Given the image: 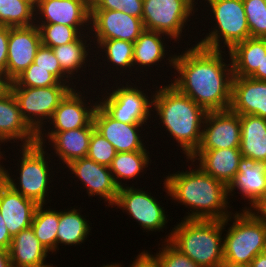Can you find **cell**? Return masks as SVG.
Segmentation results:
<instances>
[{
    "label": "cell",
    "instance_id": "obj_1",
    "mask_svg": "<svg viewBox=\"0 0 266 267\" xmlns=\"http://www.w3.org/2000/svg\"><path fill=\"white\" fill-rule=\"evenodd\" d=\"M191 46L184 48L181 54L176 53L175 77L168 83L206 112L230 109L234 75L229 51L211 50L197 44ZM223 54L228 55L227 58Z\"/></svg>",
    "mask_w": 266,
    "mask_h": 267
},
{
    "label": "cell",
    "instance_id": "obj_2",
    "mask_svg": "<svg viewBox=\"0 0 266 267\" xmlns=\"http://www.w3.org/2000/svg\"><path fill=\"white\" fill-rule=\"evenodd\" d=\"M186 160L187 163L191 162L188 170L169 173L166 177L164 175L162 181L163 191L169 199L188 208V215L183 219L224 220L229 217L233 212L230 209L228 187L205 173L189 158Z\"/></svg>",
    "mask_w": 266,
    "mask_h": 267
},
{
    "label": "cell",
    "instance_id": "obj_3",
    "mask_svg": "<svg viewBox=\"0 0 266 267\" xmlns=\"http://www.w3.org/2000/svg\"><path fill=\"white\" fill-rule=\"evenodd\" d=\"M152 109L159 119L155 116L154 118L160 120L159 126L163 124V131H167V136L170 134L177 142L184 158H190L200 146L207 112L171 83L156 86L153 91Z\"/></svg>",
    "mask_w": 266,
    "mask_h": 267
},
{
    "label": "cell",
    "instance_id": "obj_4",
    "mask_svg": "<svg viewBox=\"0 0 266 267\" xmlns=\"http://www.w3.org/2000/svg\"><path fill=\"white\" fill-rule=\"evenodd\" d=\"M164 241L201 267H223L224 220L182 219Z\"/></svg>",
    "mask_w": 266,
    "mask_h": 267
},
{
    "label": "cell",
    "instance_id": "obj_5",
    "mask_svg": "<svg viewBox=\"0 0 266 267\" xmlns=\"http://www.w3.org/2000/svg\"><path fill=\"white\" fill-rule=\"evenodd\" d=\"M46 147V145L36 143L30 146H21V148L18 149V155L20 153L22 156L19 155V160L17 159L18 162L16 163L18 164L16 165L18 166L16 175L18 173L19 177L18 175L17 178L14 177L16 175L11 173L13 171H10V168L6 169V183L27 199L34 201L37 205H47L48 202L50 203L52 201V199L49 201L48 198L50 195L49 193L52 191L48 190L50 187L53 188L50 184L53 182L52 180L54 178L52 177L55 173L52 171L54 167L52 166L53 164H51V166L48 164L52 163L50 159L53 156L46 151Z\"/></svg>",
    "mask_w": 266,
    "mask_h": 267
},
{
    "label": "cell",
    "instance_id": "obj_6",
    "mask_svg": "<svg viewBox=\"0 0 266 267\" xmlns=\"http://www.w3.org/2000/svg\"><path fill=\"white\" fill-rule=\"evenodd\" d=\"M224 231V265L249 266L258 254L266 251V226L248 210L234 211L224 219Z\"/></svg>",
    "mask_w": 266,
    "mask_h": 267
},
{
    "label": "cell",
    "instance_id": "obj_7",
    "mask_svg": "<svg viewBox=\"0 0 266 267\" xmlns=\"http://www.w3.org/2000/svg\"><path fill=\"white\" fill-rule=\"evenodd\" d=\"M204 3V10L207 7L210 17L213 15L210 19L215 21V27L211 26L212 30L209 29V33L195 44L211 50L227 48L230 51L236 44L250 38L243 0H206Z\"/></svg>",
    "mask_w": 266,
    "mask_h": 267
},
{
    "label": "cell",
    "instance_id": "obj_8",
    "mask_svg": "<svg viewBox=\"0 0 266 267\" xmlns=\"http://www.w3.org/2000/svg\"><path fill=\"white\" fill-rule=\"evenodd\" d=\"M114 77L116 82L113 84V86H111V89L109 88V86L105 87V89L102 88L101 97H99L100 95H97V97L95 98L96 100L98 99V105L111 118L123 123L147 124L148 122H150L148 120L153 116V114H151L153 113L151 108L153 102V93L151 91L152 89H147V87L144 90V86L142 91L141 87L143 84H140L141 75L139 79L136 76H132V79L122 78V84H120L121 81H118L119 83L117 82V76ZM135 77L137 79L136 82L135 79L133 80V78ZM130 79L134 81L135 84H133ZM137 82H139L138 85H141L140 87L137 85ZM146 90L151 91L150 97L148 96V92Z\"/></svg>",
    "mask_w": 266,
    "mask_h": 267
},
{
    "label": "cell",
    "instance_id": "obj_9",
    "mask_svg": "<svg viewBox=\"0 0 266 267\" xmlns=\"http://www.w3.org/2000/svg\"><path fill=\"white\" fill-rule=\"evenodd\" d=\"M196 11L187 0H143L142 21L146 30L165 34L170 37L168 42L179 43Z\"/></svg>",
    "mask_w": 266,
    "mask_h": 267
},
{
    "label": "cell",
    "instance_id": "obj_10",
    "mask_svg": "<svg viewBox=\"0 0 266 267\" xmlns=\"http://www.w3.org/2000/svg\"><path fill=\"white\" fill-rule=\"evenodd\" d=\"M9 88L23 119L37 134L47 126L60 101L72 89L70 86L17 87L13 82L9 83Z\"/></svg>",
    "mask_w": 266,
    "mask_h": 267
},
{
    "label": "cell",
    "instance_id": "obj_11",
    "mask_svg": "<svg viewBox=\"0 0 266 267\" xmlns=\"http://www.w3.org/2000/svg\"><path fill=\"white\" fill-rule=\"evenodd\" d=\"M129 184L119 188L117 199L113 208L122 209V211L134 219L142 230L148 232H160L166 229L168 216L164 206L160 205L156 197H153L143 188H136Z\"/></svg>",
    "mask_w": 266,
    "mask_h": 267
},
{
    "label": "cell",
    "instance_id": "obj_12",
    "mask_svg": "<svg viewBox=\"0 0 266 267\" xmlns=\"http://www.w3.org/2000/svg\"><path fill=\"white\" fill-rule=\"evenodd\" d=\"M68 174L74 178L79 179L80 184L83 185L86 194L89 197L98 196L100 200H104L105 207H113L117 199L119 187L116 185L110 168L108 166L98 164L88 157L78 158L71 161L64 168Z\"/></svg>",
    "mask_w": 266,
    "mask_h": 267
},
{
    "label": "cell",
    "instance_id": "obj_13",
    "mask_svg": "<svg viewBox=\"0 0 266 267\" xmlns=\"http://www.w3.org/2000/svg\"><path fill=\"white\" fill-rule=\"evenodd\" d=\"M35 24H62L89 33L90 0H38Z\"/></svg>",
    "mask_w": 266,
    "mask_h": 267
},
{
    "label": "cell",
    "instance_id": "obj_14",
    "mask_svg": "<svg viewBox=\"0 0 266 267\" xmlns=\"http://www.w3.org/2000/svg\"><path fill=\"white\" fill-rule=\"evenodd\" d=\"M77 88L78 86L71 89L60 101L59 106L48 122V127H44L40 132H63L78 129L87 127L93 121V114L98 105V101H93L86 95L89 93L86 87L85 90L87 92L83 90V87H81L83 92ZM84 93L86 94L84 95ZM51 125L53 126L50 127Z\"/></svg>",
    "mask_w": 266,
    "mask_h": 267
},
{
    "label": "cell",
    "instance_id": "obj_15",
    "mask_svg": "<svg viewBox=\"0 0 266 267\" xmlns=\"http://www.w3.org/2000/svg\"><path fill=\"white\" fill-rule=\"evenodd\" d=\"M145 30L140 18L116 10H90L92 40L118 39L135 42Z\"/></svg>",
    "mask_w": 266,
    "mask_h": 267
},
{
    "label": "cell",
    "instance_id": "obj_16",
    "mask_svg": "<svg viewBox=\"0 0 266 267\" xmlns=\"http://www.w3.org/2000/svg\"><path fill=\"white\" fill-rule=\"evenodd\" d=\"M240 115L231 109L207 112L203 122L202 140L197 150L239 148Z\"/></svg>",
    "mask_w": 266,
    "mask_h": 267
},
{
    "label": "cell",
    "instance_id": "obj_17",
    "mask_svg": "<svg viewBox=\"0 0 266 267\" xmlns=\"http://www.w3.org/2000/svg\"><path fill=\"white\" fill-rule=\"evenodd\" d=\"M39 28L34 24L26 27H9L6 79L13 82L33 62L41 46Z\"/></svg>",
    "mask_w": 266,
    "mask_h": 267
},
{
    "label": "cell",
    "instance_id": "obj_18",
    "mask_svg": "<svg viewBox=\"0 0 266 267\" xmlns=\"http://www.w3.org/2000/svg\"><path fill=\"white\" fill-rule=\"evenodd\" d=\"M93 122L95 130L114 146L117 153L149 151L143 142L146 136H142L144 134L141 133V129L148 124H127L117 121L99 105L95 108Z\"/></svg>",
    "mask_w": 266,
    "mask_h": 267
},
{
    "label": "cell",
    "instance_id": "obj_19",
    "mask_svg": "<svg viewBox=\"0 0 266 267\" xmlns=\"http://www.w3.org/2000/svg\"><path fill=\"white\" fill-rule=\"evenodd\" d=\"M94 130L95 126L92 121L87 127L78 129L63 132H39L37 134V143L50 145L52 147L51 150L53 149L52 151L54 152H51L52 155L58 158L57 161L61 160L57 164L68 165L75 159L87 157L90 138Z\"/></svg>",
    "mask_w": 266,
    "mask_h": 267
},
{
    "label": "cell",
    "instance_id": "obj_20",
    "mask_svg": "<svg viewBox=\"0 0 266 267\" xmlns=\"http://www.w3.org/2000/svg\"><path fill=\"white\" fill-rule=\"evenodd\" d=\"M7 142L19 147L37 143V133L23 119L10 88L0 95V146Z\"/></svg>",
    "mask_w": 266,
    "mask_h": 267
},
{
    "label": "cell",
    "instance_id": "obj_21",
    "mask_svg": "<svg viewBox=\"0 0 266 267\" xmlns=\"http://www.w3.org/2000/svg\"><path fill=\"white\" fill-rule=\"evenodd\" d=\"M246 201L248 205L242 207L247 210L266 192V162L255 161L251 158L242 157L239 162L238 172L234 180L228 186V196L234 197L235 191ZM245 197V198H244Z\"/></svg>",
    "mask_w": 266,
    "mask_h": 267
},
{
    "label": "cell",
    "instance_id": "obj_22",
    "mask_svg": "<svg viewBox=\"0 0 266 267\" xmlns=\"http://www.w3.org/2000/svg\"><path fill=\"white\" fill-rule=\"evenodd\" d=\"M37 206L6 182L0 187V214L12 238L31 226Z\"/></svg>",
    "mask_w": 266,
    "mask_h": 267
},
{
    "label": "cell",
    "instance_id": "obj_23",
    "mask_svg": "<svg viewBox=\"0 0 266 267\" xmlns=\"http://www.w3.org/2000/svg\"><path fill=\"white\" fill-rule=\"evenodd\" d=\"M230 109L238 115H255L266 119V81L233 77Z\"/></svg>",
    "mask_w": 266,
    "mask_h": 267
},
{
    "label": "cell",
    "instance_id": "obj_24",
    "mask_svg": "<svg viewBox=\"0 0 266 267\" xmlns=\"http://www.w3.org/2000/svg\"><path fill=\"white\" fill-rule=\"evenodd\" d=\"M169 38L170 37L165 34L145 29L134 42V51H133L134 72L140 71V73L143 72L141 74H144L145 73L144 70L147 72L149 71V69H152L154 67L153 65L160 66V63H163V60L164 63L169 60L165 64L167 65L170 64L168 66H170V68L171 67L174 68V58L176 54L171 53L168 55L170 50H167L168 49L167 47L169 46H166L167 45L166 42L164 43V41H166V39ZM166 55L168 58H166Z\"/></svg>",
    "mask_w": 266,
    "mask_h": 267
},
{
    "label": "cell",
    "instance_id": "obj_25",
    "mask_svg": "<svg viewBox=\"0 0 266 267\" xmlns=\"http://www.w3.org/2000/svg\"><path fill=\"white\" fill-rule=\"evenodd\" d=\"M239 148L196 150L189 158L207 174L227 187L234 180L242 159ZM197 160V161H196Z\"/></svg>",
    "mask_w": 266,
    "mask_h": 267
},
{
    "label": "cell",
    "instance_id": "obj_26",
    "mask_svg": "<svg viewBox=\"0 0 266 267\" xmlns=\"http://www.w3.org/2000/svg\"><path fill=\"white\" fill-rule=\"evenodd\" d=\"M8 252L12 267H55L46 262L50 252L39 242L31 226L12 238Z\"/></svg>",
    "mask_w": 266,
    "mask_h": 267
},
{
    "label": "cell",
    "instance_id": "obj_27",
    "mask_svg": "<svg viewBox=\"0 0 266 267\" xmlns=\"http://www.w3.org/2000/svg\"><path fill=\"white\" fill-rule=\"evenodd\" d=\"M88 41L90 42L87 43ZM91 42H92V39H91L90 33H82L75 41L52 48L60 64L62 71L71 80L75 79L74 82L76 85L77 84L80 85V83H78L82 77V75L80 74H83V71L85 72L86 70L85 68H87L88 66V69H89L91 65L90 62L92 61L89 58L90 57L89 54L92 55L94 52L93 50L94 47L92 46L93 44ZM77 78H79L77 80L78 82H76Z\"/></svg>",
    "mask_w": 266,
    "mask_h": 267
},
{
    "label": "cell",
    "instance_id": "obj_28",
    "mask_svg": "<svg viewBox=\"0 0 266 267\" xmlns=\"http://www.w3.org/2000/svg\"><path fill=\"white\" fill-rule=\"evenodd\" d=\"M92 42L94 45V49L96 48V50H94V53L95 52L96 53L93 54L94 56L92 55V57H90V58H92V61L94 59H95L94 61H96L97 58L101 59L103 62H98L97 65H100L98 67H101V69L104 67L105 69H103V71L108 70V72H111V68L113 71L117 70L116 73L120 72L119 73L120 75L117 74V76H119V79H118L119 81L121 79L120 76L125 77V75H127L128 77H130V76H132V74H137V73L132 72V71H134L133 70V51H134V43L133 42L118 40V39L92 40ZM97 49H98V51H97ZM100 52H102V53H100ZM96 54L99 56L97 57ZM101 55H102V57L100 58ZM93 57H96V58L93 59ZM104 61H105V63H104ZM106 61H107V63H106ZM102 64H104V66ZM107 65H108V67L106 69ZM111 66H113V67H111ZM109 68H110V70H109ZM126 70L130 74H125V73H127ZM123 73H124V75H123Z\"/></svg>",
    "mask_w": 266,
    "mask_h": 267
},
{
    "label": "cell",
    "instance_id": "obj_29",
    "mask_svg": "<svg viewBox=\"0 0 266 267\" xmlns=\"http://www.w3.org/2000/svg\"><path fill=\"white\" fill-rule=\"evenodd\" d=\"M240 152L243 157L266 162V119L255 115H240Z\"/></svg>",
    "mask_w": 266,
    "mask_h": 267
},
{
    "label": "cell",
    "instance_id": "obj_30",
    "mask_svg": "<svg viewBox=\"0 0 266 267\" xmlns=\"http://www.w3.org/2000/svg\"><path fill=\"white\" fill-rule=\"evenodd\" d=\"M234 77H250L266 56V38H247L229 51Z\"/></svg>",
    "mask_w": 266,
    "mask_h": 267
},
{
    "label": "cell",
    "instance_id": "obj_31",
    "mask_svg": "<svg viewBox=\"0 0 266 267\" xmlns=\"http://www.w3.org/2000/svg\"><path fill=\"white\" fill-rule=\"evenodd\" d=\"M80 209L68 208L59 210V224L56 234V253L59 245L74 246L83 244L89 237L91 231L89 219L81 214ZM62 244V245H61Z\"/></svg>",
    "mask_w": 266,
    "mask_h": 267
},
{
    "label": "cell",
    "instance_id": "obj_32",
    "mask_svg": "<svg viewBox=\"0 0 266 267\" xmlns=\"http://www.w3.org/2000/svg\"><path fill=\"white\" fill-rule=\"evenodd\" d=\"M150 163L152 160L149 151L119 152L113 158L109 168L116 185L121 188L127 186L123 183L125 180L133 181L134 178L139 180L138 177L143 175L141 173H146L145 170L151 165Z\"/></svg>",
    "mask_w": 266,
    "mask_h": 267
},
{
    "label": "cell",
    "instance_id": "obj_33",
    "mask_svg": "<svg viewBox=\"0 0 266 267\" xmlns=\"http://www.w3.org/2000/svg\"><path fill=\"white\" fill-rule=\"evenodd\" d=\"M48 207L45 205H38L36 207L31 227L39 242L50 253L56 254V234L59 224V210H56V208L52 209L50 206Z\"/></svg>",
    "mask_w": 266,
    "mask_h": 267
},
{
    "label": "cell",
    "instance_id": "obj_34",
    "mask_svg": "<svg viewBox=\"0 0 266 267\" xmlns=\"http://www.w3.org/2000/svg\"><path fill=\"white\" fill-rule=\"evenodd\" d=\"M35 24V5L27 0H0V25L26 27Z\"/></svg>",
    "mask_w": 266,
    "mask_h": 267
},
{
    "label": "cell",
    "instance_id": "obj_35",
    "mask_svg": "<svg viewBox=\"0 0 266 267\" xmlns=\"http://www.w3.org/2000/svg\"><path fill=\"white\" fill-rule=\"evenodd\" d=\"M40 31L42 45L57 47L75 41L81 33L75 28L62 24H35Z\"/></svg>",
    "mask_w": 266,
    "mask_h": 267
},
{
    "label": "cell",
    "instance_id": "obj_36",
    "mask_svg": "<svg viewBox=\"0 0 266 267\" xmlns=\"http://www.w3.org/2000/svg\"><path fill=\"white\" fill-rule=\"evenodd\" d=\"M13 83L17 87H49V86H69L67 83H61L53 74L32 63L22 74H20Z\"/></svg>",
    "mask_w": 266,
    "mask_h": 267
},
{
    "label": "cell",
    "instance_id": "obj_37",
    "mask_svg": "<svg viewBox=\"0 0 266 267\" xmlns=\"http://www.w3.org/2000/svg\"><path fill=\"white\" fill-rule=\"evenodd\" d=\"M251 38H266L265 0H243Z\"/></svg>",
    "mask_w": 266,
    "mask_h": 267
},
{
    "label": "cell",
    "instance_id": "obj_38",
    "mask_svg": "<svg viewBox=\"0 0 266 267\" xmlns=\"http://www.w3.org/2000/svg\"><path fill=\"white\" fill-rule=\"evenodd\" d=\"M33 63L40 68L46 69V71L53 74L61 83H67L72 89L76 88L74 82L62 71L51 47L41 44Z\"/></svg>",
    "mask_w": 266,
    "mask_h": 267
},
{
    "label": "cell",
    "instance_id": "obj_39",
    "mask_svg": "<svg viewBox=\"0 0 266 267\" xmlns=\"http://www.w3.org/2000/svg\"><path fill=\"white\" fill-rule=\"evenodd\" d=\"M116 154L114 146L94 130L90 138L87 157L98 164L109 167Z\"/></svg>",
    "mask_w": 266,
    "mask_h": 267
},
{
    "label": "cell",
    "instance_id": "obj_40",
    "mask_svg": "<svg viewBox=\"0 0 266 267\" xmlns=\"http://www.w3.org/2000/svg\"><path fill=\"white\" fill-rule=\"evenodd\" d=\"M158 249L160 250L152 255L158 260L161 267H201L181 253L169 241H162L161 247Z\"/></svg>",
    "mask_w": 266,
    "mask_h": 267
},
{
    "label": "cell",
    "instance_id": "obj_41",
    "mask_svg": "<svg viewBox=\"0 0 266 267\" xmlns=\"http://www.w3.org/2000/svg\"><path fill=\"white\" fill-rule=\"evenodd\" d=\"M90 10H116L142 19L143 0H90Z\"/></svg>",
    "mask_w": 266,
    "mask_h": 267
},
{
    "label": "cell",
    "instance_id": "obj_42",
    "mask_svg": "<svg viewBox=\"0 0 266 267\" xmlns=\"http://www.w3.org/2000/svg\"><path fill=\"white\" fill-rule=\"evenodd\" d=\"M9 27L0 25V75L6 78Z\"/></svg>",
    "mask_w": 266,
    "mask_h": 267
},
{
    "label": "cell",
    "instance_id": "obj_43",
    "mask_svg": "<svg viewBox=\"0 0 266 267\" xmlns=\"http://www.w3.org/2000/svg\"><path fill=\"white\" fill-rule=\"evenodd\" d=\"M130 267H161L158 260L148 250L137 254ZM128 266V267H129Z\"/></svg>",
    "mask_w": 266,
    "mask_h": 267
},
{
    "label": "cell",
    "instance_id": "obj_44",
    "mask_svg": "<svg viewBox=\"0 0 266 267\" xmlns=\"http://www.w3.org/2000/svg\"><path fill=\"white\" fill-rule=\"evenodd\" d=\"M258 221L266 226V199H258L247 209Z\"/></svg>",
    "mask_w": 266,
    "mask_h": 267
},
{
    "label": "cell",
    "instance_id": "obj_45",
    "mask_svg": "<svg viewBox=\"0 0 266 267\" xmlns=\"http://www.w3.org/2000/svg\"><path fill=\"white\" fill-rule=\"evenodd\" d=\"M12 237L8 232V229L5 225L4 219L0 214V248L9 250L11 245Z\"/></svg>",
    "mask_w": 266,
    "mask_h": 267
},
{
    "label": "cell",
    "instance_id": "obj_46",
    "mask_svg": "<svg viewBox=\"0 0 266 267\" xmlns=\"http://www.w3.org/2000/svg\"><path fill=\"white\" fill-rule=\"evenodd\" d=\"M250 78L266 81V56H263V60L261 61V66L250 76Z\"/></svg>",
    "mask_w": 266,
    "mask_h": 267
},
{
    "label": "cell",
    "instance_id": "obj_47",
    "mask_svg": "<svg viewBox=\"0 0 266 267\" xmlns=\"http://www.w3.org/2000/svg\"><path fill=\"white\" fill-rule=\"evenodd\" d=\"M249 267H266V251L258 254L250 263Z\"/></svg>",
    "mask_w": 266,
    "mask_h": 267
},
{
    "label": "cell",
    "instance_id": "obj_48",
    "mask_svg": "<svg viewBox=\"0 0 266 267\" xmlns=\"http://www.w3.org/2000/svg\"><path fill=\"white\" fill-rule=\"evenodd\" d=\"M0 267H12L8 250L0 248Z\"/></svg>",
    "mask_w": 266,
    "mask_h": 267
},
{
    "label": "cell",
    "instance_id": "obj_49",
    "mask_svg": "<svg viewBox=\"0 0 266 267\" xmlns=\"http://www.w3.org/2000/svg\"><path fill=\"white\" fill-rule=\"evenodd\" d=\"M1 148L2 147H0V187L6 182V168H5V166L4 165H2L3 164V159L6 161L7 159H6V157L7 156H5L4 155V153H6L5 151H1ZM4 152V153H3ZM4 156H5V158H4ZM1 161H2V163H1Z\"/></svg>",
    "mask_w": 266,
    "mask_h": 267
},
{
    "label": "cell",
    "instance_id": "obj_50",
    "mask_svg": "<svg viewBox=\"0 0 266 267\" xmlns=\"http://www.w3.org/2000/svg\"><path fill=\"white\" fill-rule=\"evenodd\" d=\"M9 88V82L7 79L0 75V95Z\"/></svg>",
    "mask_w": 266,
    "mask_h": 267
},
{
    "label": "cell",
    "instance_id": "obj_51",
    "mask_svg": "<svg viewBox=\"0 0 266 267\" xmlns=\"http://www.w3.org/2000/svg\"><path fill=\"white\" fill-rule=\"evenodd\" d=\"M100 267H124V266H122V264H120V263H111V264H108L107 263V265H105V264H103V266H100Z\"/></svg>",
    "mask_w": 266,
    "mask_h": 267
},
{
    "label": "cell",
    "instance_id": "obj_52",
    "mask_svg": "<svg viewBox=\"0 0 266 267\" xmlns=\"http://www.w3.org/2000/svg\"><path fill=\"white\" fill-rule=\"evenodd\" d=\"M188 2H190L197 10H198V8L196 7L197 6V4H198V0L196 1V0H187ZM202 1H206V0H202Z\"/></svg>",
    "mask_w": 266,
    "mask_h": 267
},
{
    "label": "cell",
    "instance_id": "obj_53",
    "mask_svg": "<svg viewBox=\"0 0 266 267\" xmlns=\"http://www.w3.org/2000/svg\"><path fill=\"white\" fill-rule=\"evenodd\" d=\"M223 267H249V266H229V265H224Z\"/></svg>",
    "mask_w": 266,
    "mask_h": 267
},
{
    "label": "cell",
    "instance_id": "obj_54",
    "mask_svg": "<svg viewBox=\"0 0 266 267\" xmlns=\"http://www.w3.org/2000/svg\"><path fill=\"white\" fill-rule=\"evenodd\" d=\"M27 1H30V2H32L34 5H36V2H37L38 0H27Z\"/></svg>",
    "mask_w": 266,
    "mask_h": 267
},
{
    "label": "cell",
    "instance_id": "obj_55",
    "mask_svg": "<svg viewBox=\"0 0 266 267\" xmlns=\"http://www.w3.org/2000/svg\"><path fill=\"white\" fill-rule=\"evenodd\" d=\"M260 199H266V192H265L264 196L262 198H260Z\"/></svg>",
    "mask_w": 266,
    "mask_h": 267
}]
</instances>
